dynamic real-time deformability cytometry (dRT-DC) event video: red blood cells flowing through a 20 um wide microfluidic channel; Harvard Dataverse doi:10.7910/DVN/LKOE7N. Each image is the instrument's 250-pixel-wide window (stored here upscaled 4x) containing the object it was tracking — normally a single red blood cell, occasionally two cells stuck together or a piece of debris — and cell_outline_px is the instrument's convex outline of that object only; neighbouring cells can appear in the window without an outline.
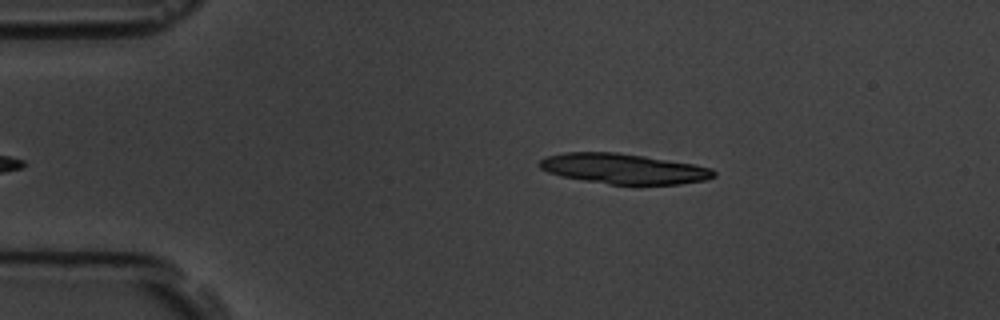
{"species": "common noctule bat (a hibernating species)", "species_latin": "Nyctalus noctula", "temperature_condition": "room temperature", "stored_images_in_passage": 40, "segment_of_instrument_passage": [1, 2], "camera_frame_rate_fps": 3000, "um_per_image_px": 0.085, "animal": {"sex": "male", "body_mass_g": 19.5, "forearm_length_mm": 54.6}, "frame": {"image": 1, "passage_image": 2, "time_ms": 0.333, "image_size_px": [1000, 320], "cell_outline_px": [[716, 176], [704, 180], [680, 184], [608, 184], [560, 176], [548, 172], [540, 168], [536, 164], [540, 160], [548, 156], [564, 152], [616, 152], [644, 156], [692, 164], [712, 168], [716, 172]], "centroid_in_image_um": [52.97, 14.34], "position_along_channel_um": 32.0, "area_um2": 30.58}}